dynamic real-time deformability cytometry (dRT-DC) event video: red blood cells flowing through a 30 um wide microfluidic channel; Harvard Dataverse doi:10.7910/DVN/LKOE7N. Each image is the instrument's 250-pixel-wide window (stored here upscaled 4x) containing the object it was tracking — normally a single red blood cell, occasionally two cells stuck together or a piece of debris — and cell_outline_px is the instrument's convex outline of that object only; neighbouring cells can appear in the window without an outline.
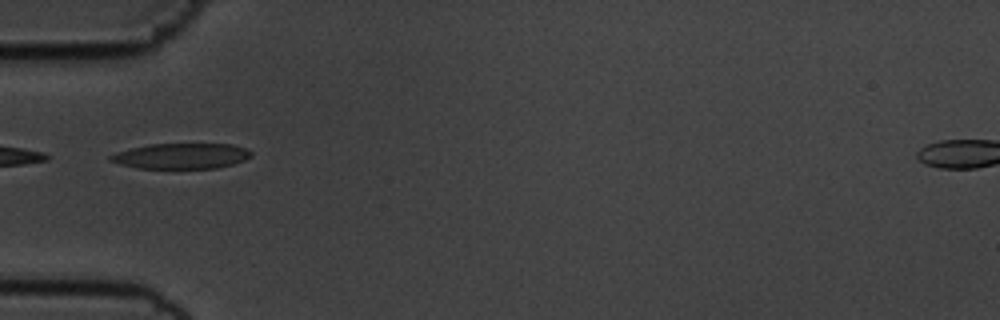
{"species": "common noctule bat (a hibernating species)", "species_latin": "Nyctalus noctula", "temperature_condition": "cold", "stored_images_in_passage": 23, "camera_frame_rate_fps": 3000, "um_per_image_px": 0.085, "animal": {"sex": "male", "body_mass_g": 19.5, "forearm_length_mm": 54.6}, "frame": {"image": 1, "passage_image": 1, "time_ms": 0.0, "image_size_px": [1000, 320], "cell_outline_px": [[252, 156], [244, 160], [232, 164], [216, 168], [136, 168], [120, 164], [108, 160], [108, 156], [116, 152], [148, 144], [232, 144], [244, 148], [252, 152]], "centroid_in_image_um": [15.39, 13.26], "position_along_channel_um": 69.6, "area_um2": 20.87}}
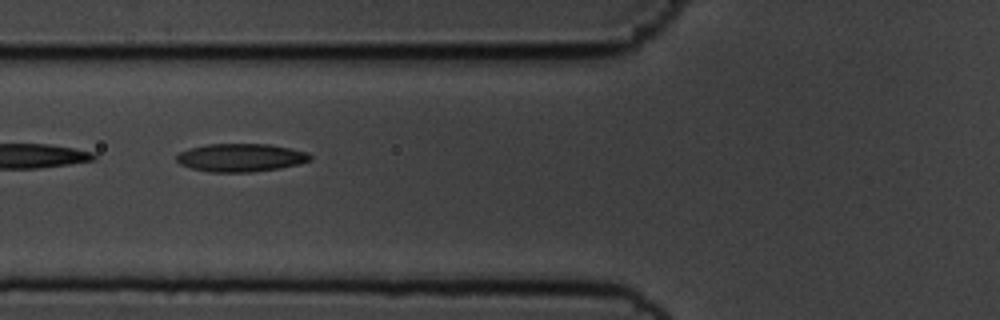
{"frame": {"image": 2, "passage_image": 4, "time_ms": 1.0, "image_size_px": [1000, 320], "cell_outline_px": [[312, 160], [280, 168], [252, 172], [212, 172], [192, 168], [180, 164], [176, 160], [176, 156], [180, 152], [188, 148], [208, 144], [268, 144], [308, 152], [312, 156]], "centroid_in_image_um": [20.46, 13.39], "position_along_channel_um": 105.3, "area_um2": 21.79}}
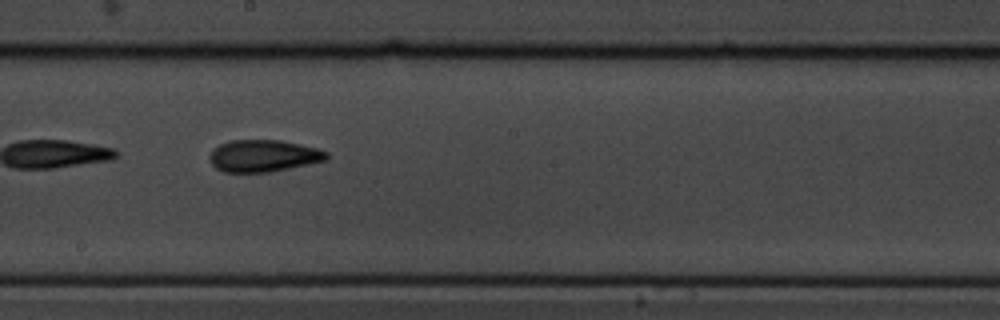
{"frame": {"image": 3, "passage_image": 14, "time_ms": 4.333, "image_size_px": [1000, 320], "cell_outline_px": [[328, 156], [324, 160], [268, 172], [224, 172], [216, 168], [212, 164], [212, 148], [220, 144], [232, 140], [280, 140], [300, 144], [316, 148], [328, 152]], "centroid_in_image_um": [22.37, 13.23], "position_along_channel_um": 225.8, "area_um2": 21.33}}